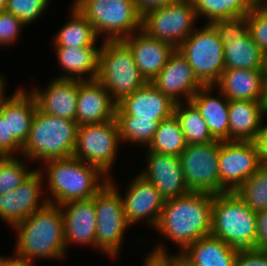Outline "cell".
<instances>
[{"mask_svg": "<svg viewBox=\"0 0 267 266\" xmlns=\"http://www.w3.org/2000/svg\"><path fill=\"white\" fill-rule=\"evenodd\" d=\"M220 193L234 192L262 165L258 141H219Z\"/></svg>", "mask_w": 267, "mask_h": 266, "instance_id": "obj_14", "label": "cell"}, {"mask_svg": "<svg viewBox=\"0 0 267 266\" xmlns=\"http://www.w3.org/2000/svg\"><path fill=\"white\" fill-rule=\"evenodd\" d=\"M198 19L191 0H176L143 15L141 30L176 49L193 33Z\"/></svg>", "mask_w": 267, "mask_h": 266, "instance_id": "obj_12", "label": "cell"}, {"mask_svg": "<svg viewBox=\"0 0 267 266\" xmlns=\"http://www.w3.org/2000/svg\"><path fill=\"white\" fill-rule=\"evenodd\" d=\"M146 165L139 174L152 183L165 200L182 197L190 191L181 169L179 156L146 151Z\"/></svg>", "mask_w": 267, "mask_h": 266, "instance_id": "obj_18", "label": "cell"}, {"mask_svg": "<svg viewBox=\"0 0 267 266\" xmlns=\"http://www.w3.org/2000/svg\"><path fill=\"white\" fill-rule=\"evenodd\" d=\"M121 197L130 226L146 220L148 226L156 228L166 200L152 183L137 174Z\"/></svg>", "mask_w": 267, "mask_h": 266, "instance_id": "obj_16", "label": "cell"}, {"mask_svg": "<svg viewBox=\"0 0 267 266\" xmlns=\"http://www.w3.org/2000/svg\"><path fill=\"white\" fill-rule=\"evenodd\" d=\"M46 87H33L37 108L48 115L76 121L79 80L51 79Z\"/></svg>", "mask_w": 267, "mask_h": 266, "instance_id": "obj_21", "label": "cell"}, {"mask_svg": "<svg viewBox=\"0 0 267 266\" xmlns=\"http://www.w3.org/2000/svg\"><path fill=\"white\" fill-rule=\"evenodd\" d=\"M7 7V0H0V12L5 11Z\"/></svg>", "mask_w": 267, "mask_h": 266, "instance_id": "obj_50", "label": "cell"}, {"mask_svg": "<svg viewBox=\"0 0 267 266\" xmlns=\"http://www.w3.org/2000/svg\"><path fill=\"white\" fill-rule=\"evenodd\" d=\"M262 106H263V111L267 116V71L264 80V96H263Z\"/></svg>", "mask_w": 267, "mask_h": 266, "instance_id": "obj_47", "label": "cell"}, {"mask_svg": "<svg viewBox=\"0 0 267 266\" xmlns=\"http://www.w3.org/2000/svg\"><path fill=\"white\" fill-rule=\"evenodd\" d=\"M196 29L177 49L192 67L198 81L203 86H214L225 70L224 45L210 23Z\"/></svg>", "mask_w": 267, "mask_h": 266, "instance_id": "obj_8", "label": "cell"}, {"mask_svg": "<svg viewBox=\"0 0 267 266\" xmlns=\"http://www.w3.org/2000/svg\"><path fill=\"white\" fill-rule=\"evenodd\" d=\"M264 116L262 102L229 101V141H258Z\"/></svg>", "mask_w": 267, "mask_h": 266, "instance_id": "obj_27", "label": "cell"}, {"mask_svg": "<svg viewBox=\"0 0 267 266\" xmlns=\"http://www.w3.org/2000/svg\"><path fill=\"white\" fill-rule=\"evenodd\" d=\"M214 195L189 192L165 201L154 230L176 244L178 254L201 237L211 234V209Z\"/></svg>", "mask_w": 267, "mask_h": 266, "instance_id": "obj_2", "label": "cell"}, {"mask_svg": "<svg viewBox=\"0 0 267 266\" xmlns=\"http://www.w3.org/2000/svg\"><path fill=\"white\" fill-rule=\"evenodd\" d=\"M256 213L235 192L214 195L211 235L238 249L255 247Z\"/></svg>", "mask_w": 267, "mask_h": 266, "instance_id": "obj_5", "label": "cell"}, {"mask_svg": "<svg viewBox=\"0 0 267 266\" xmlns=\"http://www.w3.org/2000/svg\"><path fill=\"white\" fill-rule=\"evenodd\" d=\"M215 86H202L190 99L206 122L216 141H229V100L219 91L212 95ZM220 97V98H219Z\"/></svg>", "mask_w": 267, "mask_h": 266, "instance_id": "obj_24", "label": "cell"}, {"mask_svg": "<svg viewBox=\"0 0 267 266\" xmlns=\"http://www.w3.org/2000/svg\"><path fill=\"white\" fill-rule=\"evenodd\" d=\"M235 266H267V251L258 249H239Z\"/></svg>", "mask_w": 267, "mask_h": 266, "instance_id": "obj_42", "label": "cell"}, {"mask_svg": "<svg viewBox=\"0 0 267 266\" xmlns=\"http://www.w3.org/2000/svg\"><path fill=\"white\" fill-rule=\"evenodd\" d=\"M64 219L66 252L69 245L96 247V211L94 197L60 205Z\"/></svg>", "mask_w": 267, "mask_h": 266, "instance_id": "obj_20", "label": "cell"}, {"mask_svg": "<svg viewBox=\"0 0 267 266\" xmlns=\"http://www.w3.org/2000/svg\"><path fill=\"white\" fill-rule=\"evenodd\" d=\"M179 159L190 192L220 193L219 141L187 145Z\"/></svg>", "mask_w": 267, "mask_h": 266, "instance_id": "obj_13", "label": "cell"}, {"mask_svg": "<svg viewBox=\"0 0 267 266\" xmlns=\"http://www.w3.org/2000/svg\"><path fill=\"white\" fill-rule=\"evenodd\" d=\"M256 242L253 249L267 251V210L256 213Z\"/></svg>", "mask_w": 267, "mask_h": 266, "instance_id": "obj_43", "label": "cell"}, {"mask_svg": "<svg viewBox=\"0 0 267 266\" xmlns=\"http://www.w3.org/2000/svg\"><path fill=\"white\" fill-rule=\"evenodd\" d=\"M78 126L76 121L51 116L37 108L21 156L30 163L73 156Z\"/></svg>", "mask_w": 267, "mask_h": 266, "instance_id": "obj_4", "label": "cell"}, {"mask_svg": "<svg viewBox=\"0 0 267 266\" xmlns=\"http://www.w3.org/2000/svg\"><path fill=\"white\" fill-rule=\"evenodd\" d=\"M70 20L53 36L54 47H96L98 36L93 25L73 6L70 7Z\"/></svg>", "mask_w": 267, "mask_h": 266, "instance_id": "obj_30", "label": "cell"}, {"mask_svg": "<svg viewBox=\"0 0 267 266\" xmlns=\"http://www.w3.org/2000/svg\"><path fill=\"white\" fill-rule=\"evenodd\" d=\"M29 90L17 88L0 102V113L8 117L9 136L25 144L37 109L35 97Z\"/></svg>", "mask_w": 267, "mask_h": 266, "instance_id": "obj_25", "label": "cell"}, {"mask_svg": "<svg viewBox=\"0 0 267 266\" xmlns=\"http://www.w3.org/2000/svg\"><path fill=\"white\" fill-rule=\"evenodd\" d=\"M238 250L210 234L189 245L179 255L189 266H235Z\"/></svg>", "mask_w": 267, "mask_h": 266, "instance_id": "obj_28", "label": "cell"}, {"mask_svg": "<svg viewBox=\"0 0 267 266\" xmlns=\"http://www.w3.org/2000/svg\"><path fill=\"white\" fill-rule=\"evenodd\" d=\"M197 17L205 16L206 22L247 16L252 10V0H191Z\"/></svg>", "mask_w": 267, "mask_h": 266, "instance_id": "obj_32", "label": "cell"}, {"mask_svg": "<svg viewBox=\"0 0 267 266\" xmlns=\"http://www.w3.org/2000/svg\"><path fill=\"white\" fill-rule=\"evenodd\" d=\"M131 50L137 68L147 82H151L164 68L175 48L140 30L122 40Z\"/></svg>", "mask_w": 267, "mask_h": 266, "instance_id": "obj_23", "label": "cell"}, {"mask_svg": "<svg viewBox=\"0 0 267 266\" xmlns=\"http://www.w3.org/2000/svg\"><path fill=\"white\" fill-rule=\"evenodd\" d=\"M73 6L93 25L103 41L123 40L142 28L132 0H74Z\"/></svg>", "mask_w": 267, "mask_h": 266, "instance_id": "obj_6", "label": "cell"}, {"mask_svg": "<svg viewBox=\"0 0 267 266\" xmlns=\"http://www.w3.org/2000/svg\"><path fill=\"white\" fill-rule=\"evenodd\" d=\"M118 186L112 176L95 196L96 211V247L108 257L116 258L120 255L122 241L128 224L124 212V205ZM129 227V228H128Z\"/></svg>", "mask_w": 267, "mask_h": 266, "instance_id": "obj_9", "label": "cell"}, {"mask_svg": "<svg viewBox=\"0 0 267 266\" xmlns=\"http://www.w3.org/2000/svg\"><path fill=\"white\" fill-rule=\"evenodd\" d=\"M234 192L253 212L267 210V165L262 164Z\"/></svg>", "mask_w": 267, "mask_h": 266, "instance_id": "obj_35", "label": "cell"}, {"mask_svg": "<svg viewBox=\"0 0 267 266\" xmlns=\"http://www.w3.org/2000/svg\"><path fill=\"white\" fill-rule=\"evenodd\" d=\"M261 149L262 164L267 165V122H262V131L258 140Z\"/></svg>", "mask_w": 267, "mask_h": 266, "instance_id": "obj_45", "label": "cell"}, {"mask_svg": "<svg viewBox=\"0 0 267 266\" xmlns=\"http://www.w3.org/2000/svg\"><path fill=\"white\" fill-rule=\"evenodd\" d=\"M54 50L57 63L64 71L56 78L81 81L97 78L100 47H54Z\"/></svg>", "mask_w": 267, "mask_h": 266, "instance_id": "obj_29", "label": "cell"}, {"mask_svg": "<svg viewBox=\"0 0 267 266\" xmlns=\"http://www.w3.org/2000/svg\"><path fill=\"white\" fill-rule=\"evenodd\" d=\"M121 143H134L147 148L161 121L154 119H134L130 115H115Z\"/></svg>", "mask_w": 267, "mask_h": 266, "instance_id": "obj_34", "label": "cell"}, {"mask_svg": "<svg viewBox=\"0 0 267 266\" xmlns=\"http://www.w3.org/2000/svg\"><path fill=\"white\" fill-rule=\"evenodd\" d=\"M37 168L16 189L0 194V219L11 228L47 203L43 195L44 190L46 191L43 188L44 177Z\"/></svg>", "mask_w": 267, "mask_h": 266, "instance_id": "obj_15", "label": "cell"}, {"mask_svg": "<svg viewBox=\"0 0 267 266\" xmlns=\"http://www.w3.org/2000/svg\"><path fill=\"white\" fill-rule=\"evenodd\" d=\"M0 266H32L29 264H26L22 260L14 258L11 256H2L0 255Z\"/></svg>", "mask_w": 267, "mask_h": 266, "instance_id": "obj_46", "label": "cell"}, {"mask_svg": "<svg viewBox=\"0 0 267 266\" xmlns=\"http://www.w3.org/2000/svg\"><path fill=\"white\" fill-rule=\"evenodd\" d=\"M266 70H224L214 85L229 101H263Z\"/></svg>", "mask_w": 267, "mask_h": 266, "instance_id": "obj_26", "label": "cell"}, {"mask_svg": "<svg viewBox=\"0 0 267 266\" xmlns=\"http://www.w3.org/2000/svg\"><path fill=\"white\" fill-rule=\"evenodd\" d=\"M117 102L97 79L79 80L76 122L97 124L115 119Z\"/></svg>", "mask_w": 267, "mask_h": 266, "instance_id": "obj_22", "label": "cell"}, {"mask_svg": "<svg viewBox=\"0 0 267 266\" xmlns=\"http://www.w3.org/2000/svg\"><path fill=\"white\" fill-rule=\"evenodd\" d=\"M174 115L180 124L187 145L216 141L199 111L190 101L176 103Z\"/></svg>", "mask_w": 267, "mask_h": 266, "instance_id": "obj_31", "label": "cell"}, {"mask_svg": "<svg viewBox=\"0 0 267 266\" xmlns=\"http://www.w3.org/2000/svg\"><path fill=\"white\" fill-rule=\"evenodd\" d=\"M153 251L147 253L143 266H176V253H168V249L163 243L154 245Z\"/></svg>", "mask_w": 267, "mask_h": 266, "instance_id": "obj_41", "label": "cell"}, {"mask_svg": "<svg viewBox=\"0 0 267 266\" xmlns=\"http://www.w3.org/2000/svg\"><path fill=\"white\" fill-rule=\"evenodd\" d=\"M174 102L150 82L117 102L116 115H130L134 119L165 120L174 114Z\"/></svg>", "mask_w": 267, "mask_h": 266, "instance_id": "obj_19", "label": "cell"}, {"mask_svg": "<svg viewBox=\"0 0 267 266\" xmlns=\"http://www.w3.org/2000/svg\"><path fill=\"white\" fill-rule=\"evenodd\" d=\"M176 266H189L182 260V257L178 253H176Z\"/></svg>", "mask_w": 267, "mask_h": 266, "instance_id": "obj_49", "label": "cell"}, {"mask_svg": "<svg viewBox=\"0 0 267 266\" xmlns=\"http://www.w3.org/2000/svg\"><path fill=\"white\" fill-rule=\"evenodd\" d=\"M121 141L116 119L103 123L79 125L73 156L96 166L108 178L117 159Z\"/></svg>", "mask_w": 267, "mask_h": 266, "instance_id": "obj_11", "label": "cell"}, {"mask_svg": "<svg viewBox=\"0 0 267 266\" xmlns=\"http://www.w3.org/2000/svg\"><path fill=\"white\" fill-rule=\"evenodd\" d=\"M247 19L253 41L267 56V4H254Z\"/></svg>", "mask_w": 267, "mask_h": 266, "instance_id": "obj_38", "label": "cell"}, {"mask_svg": "<svg viewBox=\"0 0 267 266\" xmlns=\"http://www.w3.org/2000/svg\"><path fill=\"white\" fill-rule=\"evenodd\" d=\"M22 145L13 137L9 136L8 117L0 113V157L21 155Z\"/></svg>", "mask_w": 267, "mask_h": 266, "instance_id": "obj_40", "label": "cell"}, {"mask_svg": "<svg viewBox=\"0 0 267 266\" xmlns=\"http://www.w3.org/2000/svg\"><path fill=\"white\" fill-rule=\"evenodd\" d=\"M224 45L225 70H266L267 56L253 41L247 16L210 23Z\"/></svg>", "mask_w": 267, "mask_h": 266, "instance_id": "obj_10", "label": "cell"}, {"mask_svg": "<svg viewBox=\"0 0 267 266\" xmlns=\"http://www.w3.org/2000/svg\"><path fill=\"white\" fill-rule=\"evenodd\" d=\"M5 82L6 81L4 80V77L0 74V102L5 97V90H6V88H4L6 86Z\"/></svg>", "mask_w": 267, "mask_h": 266, "instance_id": "obj_48", "label": "cell"}, {"mask_svg": "<svg viewBox=\"0 0 267 266\" xmlns=\"http://www.w3.org/2000/svg\"><path fill=\"white\" fill-rule=\"evenodd\" d=\"M25 25L12 13L5 11L0 12V45L8 46L14 44L22 28Z\"/></svg>", "mask_w": 267, "mask_h": 266, "instance_id": "obj_39", "label": "cell"}, {"mask_svg": "<svg viewBox=\"0 0 267 266\" xmlns=\"http://www.w3.org/2000/svg\"><path fill=\"white\" fill-rule=\"evenodd\" d=\"M35 169H29L18 156L0 157V194L10 192L22 184Z\"/></svg>", "mask_w": 267, "mask_h": 266, "instance_id": "obj_36", "label": "cell"}, {"mask_svg": "<svg viewBox=\"0 0 267 266\" xmlns=\"http://www.w3.org/2000/svg\"><path fill=\"white\" fill-rule=\"evenodd\" d=\"M42 167L38 169L47 177L44 180L49 191L45 197L47 202L57 205L92 198L109 182L108 176L96 166L74 156L45 161Z\"/></svg>", "mask_w": 267, "mask_h": 266, "instance_id": "obj_3", "label": "cell"}, {"mask_svg": "<svg viewBox=\"0 0 267 266\" xmlns=\"http://www.w3.org/2000/svg\"><path fill=\"white\" fill-rule=\"evenodd\" d=\"M254 4H267V0H252Z\"/></svg>", "mask_w": 267, "mask_h": 266, "instance_id": "obj_51", "label": "cell"}, {"mask_svg": "<svg viewBox=\"0 0 267 266\" xmlns=\"http://www.w3.org/2000/svg\"><path fill=\"white\" fill-rule=\"evenodd\" d=\"M186 147L185 136L177 118L173 114L160 122L152 142L145 149L146 151L180 156Z\"/></svg>", "mask_w": 267, "mask_h": 266, "instance_id": "obj_33", "label": "cell"}, {"mask_svg": "<svg viewBox=\"0 0 267 266\" xmlns=\"http://www.w3.org/2000/svg\"><path fill=\"white\" fill-rule=\"evenodd\" d=\"M14 258L35 266L36 259H56L66 256L64 219L60 205L47 202L31 216L16 223Z\"/></svg>", "mask_w": 267, "mask_h": 266, "instance_id": "obj_1", "label": "cell"}, {"mask_svg": "<svg viewBox=\"0 0 267 266\" xmlns=\"http://www.w3.org/2000/svg\"><path fill=\"white\" fill-rule=\"evenodd\" d=\"M49 3L50 0H7L6 11L26 26L38 20L48 9Z\"/></svg>", "mask_w": 267, "mask_h": 266, "instance_id": "obj_37", "label": "cell"}, {"mask_svg": "<svg viewBox=\"0 0 267 266\" xmlns=\"http://www.w3.org/2000/svg\"><path fill=\"white\" fill-rule=\"evenodd\" d=\"M141 14V16L154 10L163 8L164 6L173 3L176 0H132Z\"/></svg>", "mask_w": 267, "mask_h": 266, "instance_id": "obj_44", "label": "cell"}, {"mask_svg": "<svg viewBox=\"0 0 267 266\" xmlns=\"http://www.w3.org/2000/svg\"><path fill=\"white\" fill-rule=\"evenodd\" d=\"M96 79L116 102L147 83L137 68L131 50L122 40H102Z\"/></svg>", "mask_w": 267, "mask_h": 266, "instance_id": "obj_7", "label": "cell"}, {"mask_svg": "<svg viewBox=\"0 0 267 266\" xmlns=\"http://www.w3.org/2000/svg\"><path fill=\"white\" fill-rule=\"evenodd\" d=\"M150 83L176 103L190 101L203 86L177 48L168 57L164 68Z\"/></svg>", "mask_w": 267, "mask_h": 266, "instance_id": "obj_17", "label": "cell"}]
</instances>
